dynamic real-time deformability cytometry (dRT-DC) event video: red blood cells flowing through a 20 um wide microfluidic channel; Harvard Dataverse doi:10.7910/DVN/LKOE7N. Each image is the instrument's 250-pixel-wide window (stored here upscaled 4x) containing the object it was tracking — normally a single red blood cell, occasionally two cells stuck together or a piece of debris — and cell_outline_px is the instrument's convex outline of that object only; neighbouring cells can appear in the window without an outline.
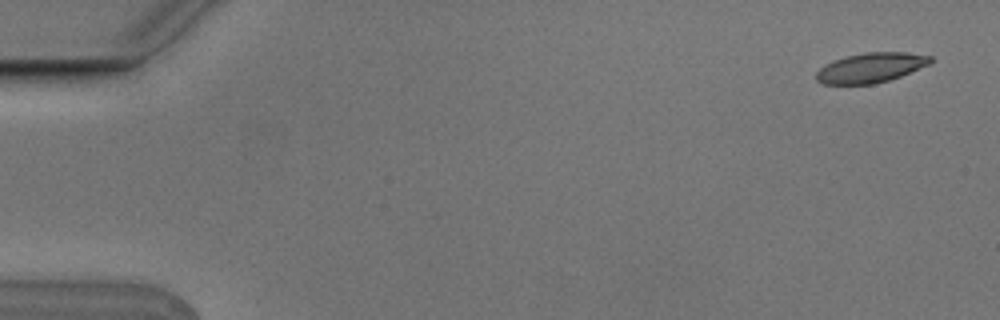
{"species": "Egyptian fruit bat (a non-hibernating species)", "species_latin": "Rousettus aegyptiacus", "temperature_condition": "cold", "stored_images_in_passage": 4, "camera_frame_rate_fps": 3000, "um_per_image_px": 0.085, "animal": {"sex": "male"}, "frame": {"image": 1, "passage_image": 1, "time_ms": 0.0, "image_size_px": [1000, 320], "cell_outline_px": [[932, 64], [900, 76], [888, 80], [872, 84], [824, 84], [816, 80], [816, 72], [824, 64], [832, 60], [864, 52], [904, 52], [932, 56]], "centroid_in_image_um": [74.02, 5.75], "position_along_channel_um": 11.0, "area_um2": 19.88}}
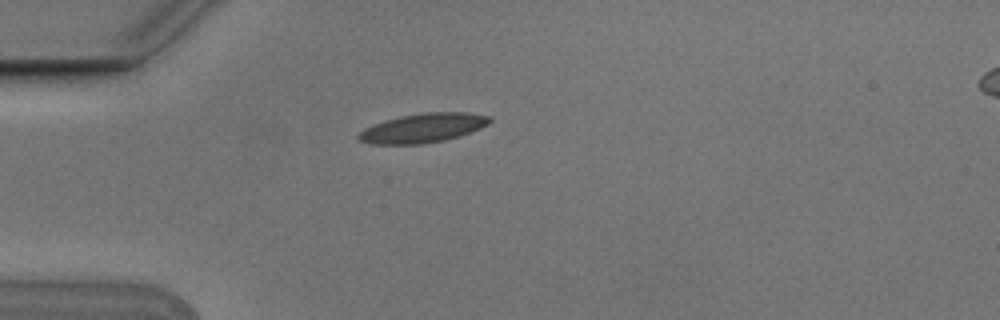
{"frame": {"image": 2, "passage_image": 4, "time_ms": 1.0, "image_size_px": [1000, 320], "cell_outline_px": [[492, 120], [488, 124], [480, 128], [444, 140], [420, 144], [368, 144], [360, 140], [356, 136], [364, 128], [384, 120], [424, 112], [464, 112], [492, 116]], "centroid_in_image_um": [35.93, 10.87], "position_along_channel_um": 49.1, "area_um2": 22.08}}